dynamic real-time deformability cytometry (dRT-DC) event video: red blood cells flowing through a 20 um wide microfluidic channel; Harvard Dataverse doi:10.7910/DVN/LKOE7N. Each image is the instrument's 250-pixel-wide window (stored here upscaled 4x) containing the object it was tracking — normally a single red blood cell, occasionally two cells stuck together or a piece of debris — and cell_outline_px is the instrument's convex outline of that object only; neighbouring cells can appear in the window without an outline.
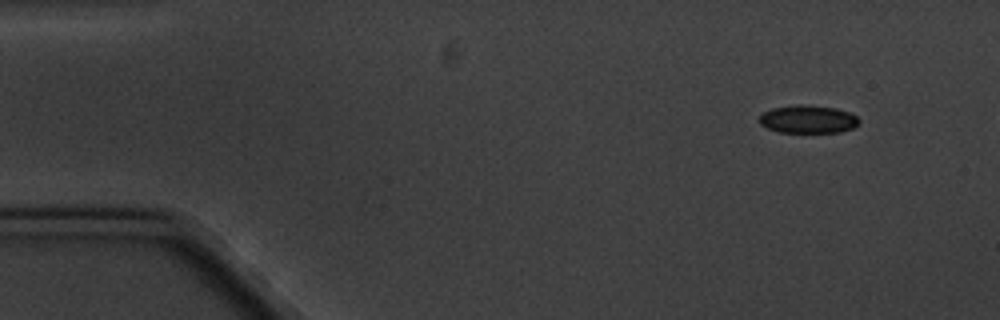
{"species": "common noctule bat (a hibernating species)", "species_latin": "Nyctalus noctula", "temperature_condition": "cold", "stored_images_in_passage": 3, "camera_frame_rate_fps": 3000, "um_per_image_px": 0.085, "animal": {"sex": "male", "body_mass_g": 20.1, "forearm_length_mm": 53.5}, "frame": {"image": 1, "passage_image": 1, "time_ms": 0.0, "image_size_px": [1000, 320], "cell_outline_px": [[860, 124], [852, 128], [840, 132], [780, 132], [768, 128], [760, 124], [760, 116], [764, 112], [772, 108], [800, 104], [804, 104], [836, 108], [848, 112], [856, 116], [860, 120]], "centroid_in_image_um": [68.7, 10.13], "position_along_channel_um": 16.3, "area_um2": 16.18}}